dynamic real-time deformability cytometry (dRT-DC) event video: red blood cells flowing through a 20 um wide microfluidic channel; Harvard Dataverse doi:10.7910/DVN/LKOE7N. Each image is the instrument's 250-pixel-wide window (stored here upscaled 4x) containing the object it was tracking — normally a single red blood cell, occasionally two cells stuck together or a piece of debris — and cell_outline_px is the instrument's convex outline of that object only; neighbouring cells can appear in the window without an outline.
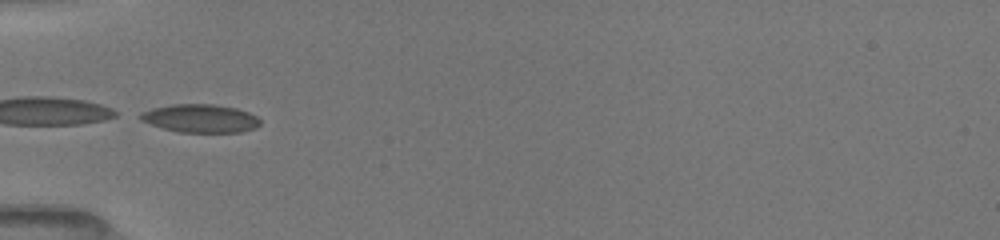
{"species": "common noctule bat (a hibernating species)", "species_latin": "Nyctalus noctula", "temperature_condition": "room temperature", "stored_images_in_passage": 35, "camera_frame_rate_fps": 3000, "um_per_image_px": 0.085, "animal": {"sex": "female", "body_mass_g": 19.5, "forearm_length_mm": 54.1}, "frame": {"image": 1, "passage_image": 16, "time_ms": 3.667, "image_size_px": [1000, 240], "cell_outline_px": [[260, 124], [256, 128], [240, 132], [180, 132], [164, 128], [140, 120], [132, 116], [140, 112], [152, 108], [172, 104], [212, 104], [236, 108], [248, 112], [256, 116], [260, 120]], "centroid_in_image_um": [16.98, 10.05], "position_along_channel_um": 68.0, "area_um2": 19.83}}
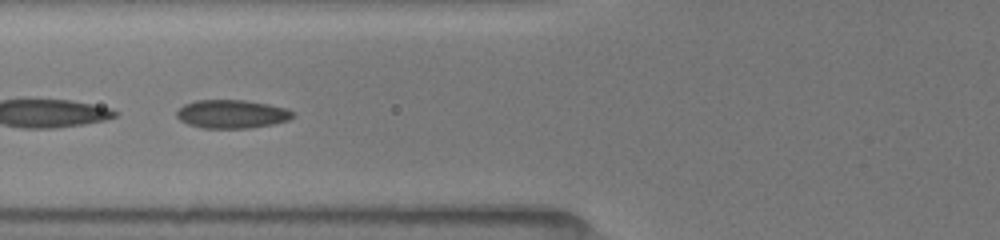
{"frame": {"image": 2, "passage_image": 18, "time_ms": 4.667, "image_size_px": [1000, 240], "cell_outline_px": [[296, 116], [288, 120], [272, 124], [248, 128], [204, 128], [188, 124], [180, 120], [176, 116], [176, 112], [184, 104], [196, 100], [244, 100], [268, 104], [288, 108]], "centroid_in_image_um": [19.71, 9.69], "position_along_channel_um": 106.1, "area_um2": 19.25}}
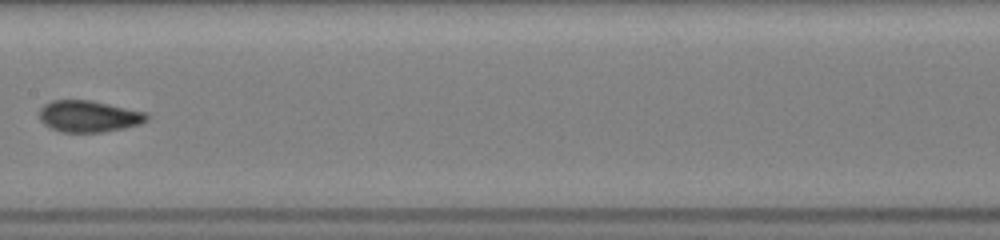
{"frame": {"image": 3, "passage_image": 22, "time_ms": 7.0, "image_size_px": [1000, 240], "cell_outline_px": [[148, 120], [140, 124], [124, 128], [100, 132], [64, 132], [52, 128], [44, 124], [40, 120], [40, 108], [44, 104], [52, 100], [92, 100], [148, 112]], "centroid_in_image_um": [7.57, 9.87], "position_along_channel_um": 199.8, "area_um2": 19.83}, "authors_computed_cell_mechanics": {"area_um2": 19.8832, "velocity_mm_per_s": 4.0116, "shape_relaxation_time_tau1_ms": 3.7449, "shape_relaxation_time_tau2_ms": 1.6646, "deformation_change_tau1": 0.1068, "deformation_change_tau2": 0.0358}}